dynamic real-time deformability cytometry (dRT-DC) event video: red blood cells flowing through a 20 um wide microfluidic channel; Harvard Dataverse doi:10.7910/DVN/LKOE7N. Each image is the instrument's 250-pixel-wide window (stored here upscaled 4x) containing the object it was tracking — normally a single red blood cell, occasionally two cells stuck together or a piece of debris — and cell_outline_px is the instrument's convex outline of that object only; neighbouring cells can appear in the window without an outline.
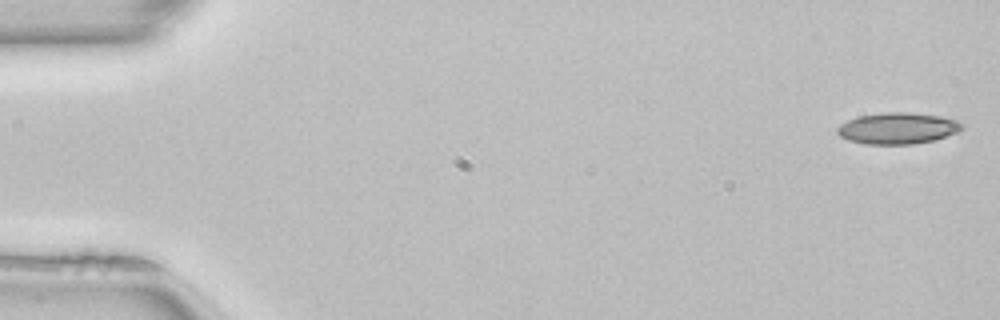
{"species": "common noctule bat (a hibernating species)", "species_latin": "Nyctalus noctula", "temperature_condition": "room temperature", "stored_images_in_passage": 50, "camera_frame_rate_fps": 3000, "um_per_image_px": 0.085, "animal": {"sex": "female", "body_mass_g": 22.7, "forearm_length_mm": 54.2}, "frame": {"image": 1, "passage_image": 1, "time_ms": 0.0, "image_size_px": [1000, 320], "cell_outline_px": [[964, 128], [960, 132], [932, 140], [912, 144], [864, 144], [848, 140], [840, 136], [836, 132], [836, 128], [840, 124], [856, 116], [880, 112], [908, 112], [940, 116], [956, 120], [964, 124]], "centroid_in_image_um": [76.29, 10.89], "position_along_channel_um": 8.7, "area_um2": 23.0}}
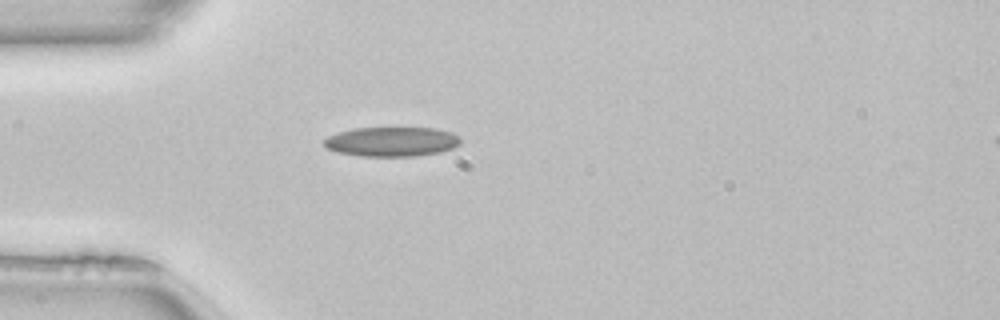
{"frame": {"image": 2, "passage_image": 14, "time_ms": 4.333, "image_size_px": [1000, 320], "cell_outline_px": [[460, 144], [452, 148], [440, 152], [416, 156], [360, 156], [336, 152], [328, 148], [324, 144], [324, 140], [328, 136], [340, 132], [356, 128], [436, 128], [452, 132], [460, 136]], "centroid_in_image_um": [33.33, 12.04], "position_along_channel_um": 51.7, "area_um2": 23.47}}
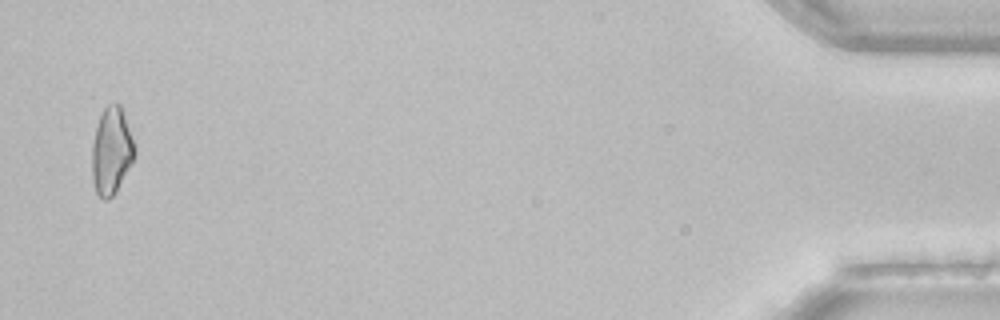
{"frame": {"image": 3, "passage_image": 49, "time_ms": 16.0, "image_size_px": [1000, 320], "cell_outline_px": [[136, 156], [116, 192], [108, 200], [104, 200], [96, 192], [92, 180], [92, 144], [96, 128], [100, 116], [104, 108], [108, 104], [120, 104], [124, 108], [136, 148]], "centroid_in_image_um": [9.5, 12.82], "position_along_channel_um": 425.7, "area_um2": 22.02}, "authors_computed_cell_mechanics": {"area_um2": 22.1085, "velocity_mm_per_s": 4.073, "shape_relaxation_time_tau1_ms": null, "shape_relaxation_time_tau2_ms": 6.7083, "deformation_change_tau1": null, "deformation_change_tau2": 0.1626}}